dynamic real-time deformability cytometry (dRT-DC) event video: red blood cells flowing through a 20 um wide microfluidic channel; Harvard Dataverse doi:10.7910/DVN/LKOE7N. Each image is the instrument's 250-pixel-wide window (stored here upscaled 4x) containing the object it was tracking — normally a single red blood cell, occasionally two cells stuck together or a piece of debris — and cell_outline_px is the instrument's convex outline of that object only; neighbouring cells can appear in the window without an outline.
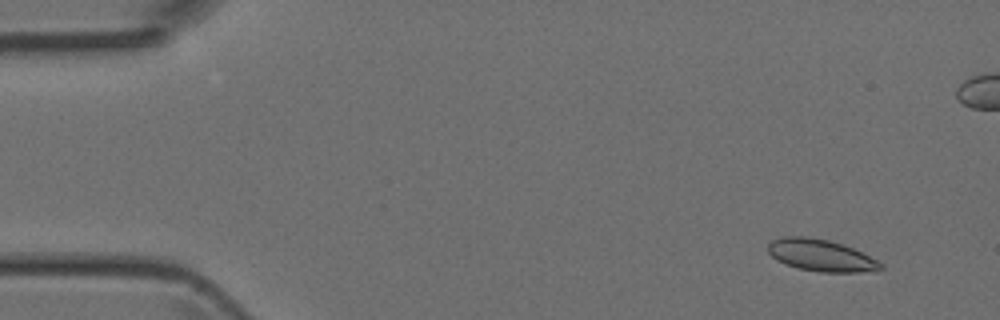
{"species": "Egyptian fruit bat (a non-hibernating species)", "species_latin": "Rousettus aegyptiacus", "temperature_condition": "room temperature", "stored_images_in_passage": 24, "camera_frame_rate_fps": 3000, "um_per_image_px": 0.085, "animal": {"sex": "female"}, "frame": {"image": 1, "passage_image": 4, "time_ms": 1.0, "image_size_px": [1000, 320], "cell_outline_px": [[884, 268], [880, 272], [820, 272], [796, 268], [784, 264], [776, 260], [768, 252], [768, 244], [772, 240], [784, 236], [804, 236], [828, 240], [852, 248], [884, 264]], "centroid_in_image_um": [69.78, 21.73], "position_along_channel_um": 15.2, "area_um2": 21.04}}
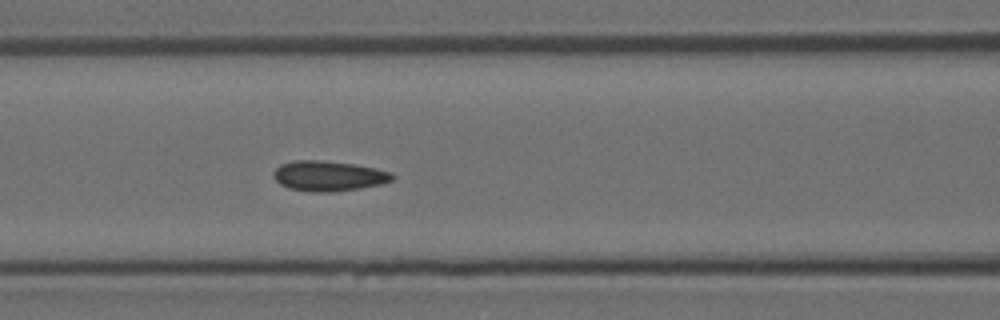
{"frame": {"image": 2, "passage_image": 20, "time_ms": 6.333, "image_size_px": [1000, 320], "cell_outline_px": [[396, 176], [392, 180], [380, 184], [360, 188], [336, 192], [316, 192], [288, 188], [280, 184], [272, 176], [272, 172], [280, 164], [296, 160], [320, 160], [352, 164], [376, 168], [392, 172]], "centroid_in_image_um": [27.92, 14.95], "position_along_channel_um": 138.7, "area_um2": 20.98}}
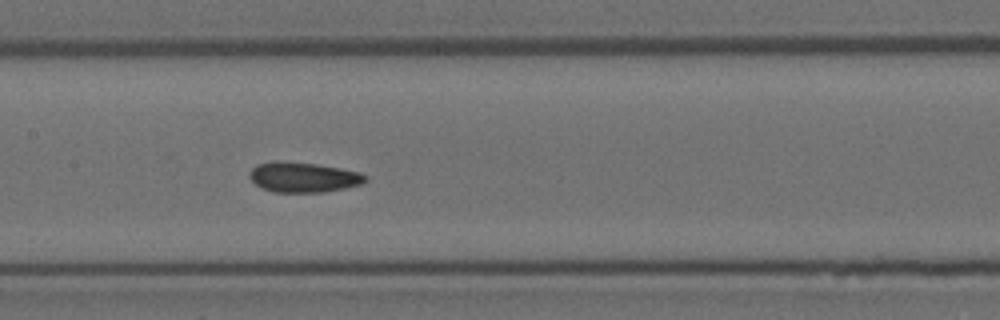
{"frame": {"image": 3, "passage_image": 23, "time_ms": 7.333, "image_size_px": [1000, 320], "cell_outline_px": [[368, 180], [360, 184], [344, 188], [324, 192], [272, 192], [260, 188], [248, 176], [248, 172], [256, 164], [276, 160], [316, 164], [340, 168], [360, 172], [368, 176]], "centroid_in_image_um": [25.75, 15.06], "position_along_channel_um": 181.6, "area_um2": 20.52}}